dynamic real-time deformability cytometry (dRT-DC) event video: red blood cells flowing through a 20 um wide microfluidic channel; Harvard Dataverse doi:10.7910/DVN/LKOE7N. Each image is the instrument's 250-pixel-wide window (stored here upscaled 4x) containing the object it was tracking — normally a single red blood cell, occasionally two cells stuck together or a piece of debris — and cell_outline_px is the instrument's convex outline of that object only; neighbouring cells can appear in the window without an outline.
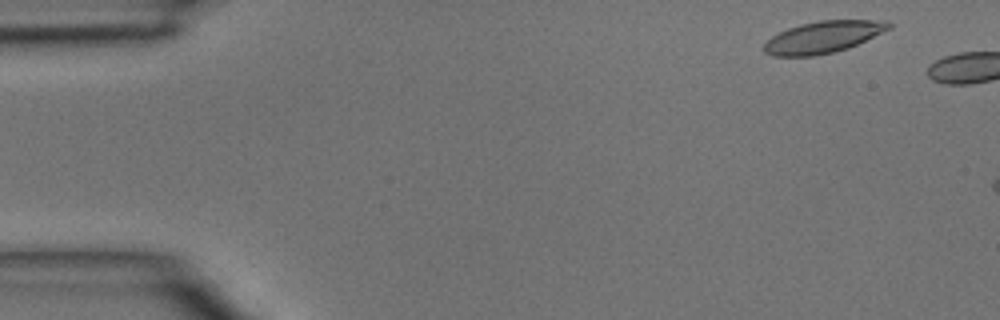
{"species": "common noctule bat (a hibernating species)", "species_latin": "Nyctalus noctula", "temperature_condition": "room temperature", "stored_images_in_passage": 2, "camera_frame_rate_fps": 3000, "um_per_image_px": 0.085, "animal": {"sex": "male", "body_mass_g": 15.6}, "frame": {"image": 1, "passage_image": 1, "time_ms": 0.0, "image_size_px": [1000, 320], "cell_outline_px": [[892, 28], [848, 48], [832, 52], [812, 56], [772, 56], [764, 52], [764, 44], [772, 36], [788, 28], [800, 24], [820, 20], [888, 20], [892, 24]], "centroid_in_image_um": [69.99, 3.14], "position_along_channel_um": 15.0, "area_um2": 23.06}}